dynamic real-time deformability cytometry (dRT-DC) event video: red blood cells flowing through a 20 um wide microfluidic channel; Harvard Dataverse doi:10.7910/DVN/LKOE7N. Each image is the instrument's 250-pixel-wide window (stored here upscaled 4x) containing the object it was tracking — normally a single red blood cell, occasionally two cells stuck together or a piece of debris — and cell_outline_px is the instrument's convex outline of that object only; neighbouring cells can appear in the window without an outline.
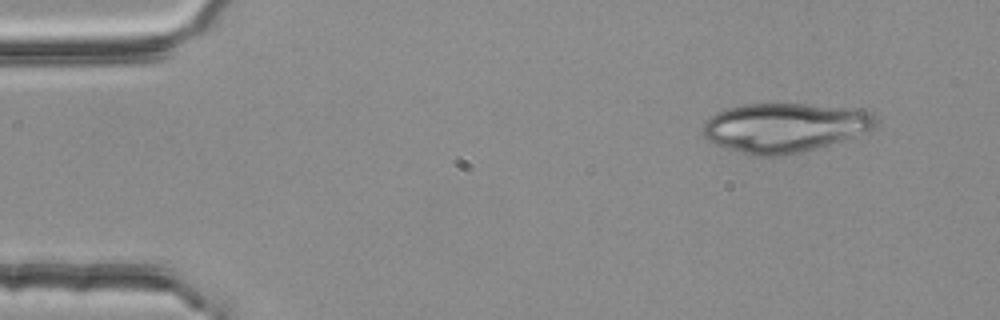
{"species": "common noctule bat (a hibernating species)", "species_latin": "Nyctalus noctula", "temperature_condition": "room temperature", "stored_images_in_passage": 3, "camera_frame_rate_fps": 3000, "um_per_image_px": 0.085, "animal": {"sex": "female", "body_mass_g": 25.1}, "frame": {"image": 1, "passage_image": 1, "time_ms": 0.0, "image_size_px": [1000, 320], "cell_outline_px": [[880, 120], [872, 128], [852, 136], [816, 148], [800, 152], [776, 156], [756, 156], [724, 148], [708, 140], [704, 136], [704, 120], [716, 112], [728, 108], [744, 104], [804, 104], [868, 108]], "centroid_in_image_um": [66.71, 10.81], "position_along_channel_um": 18.3, "area_um2": 49.71}}